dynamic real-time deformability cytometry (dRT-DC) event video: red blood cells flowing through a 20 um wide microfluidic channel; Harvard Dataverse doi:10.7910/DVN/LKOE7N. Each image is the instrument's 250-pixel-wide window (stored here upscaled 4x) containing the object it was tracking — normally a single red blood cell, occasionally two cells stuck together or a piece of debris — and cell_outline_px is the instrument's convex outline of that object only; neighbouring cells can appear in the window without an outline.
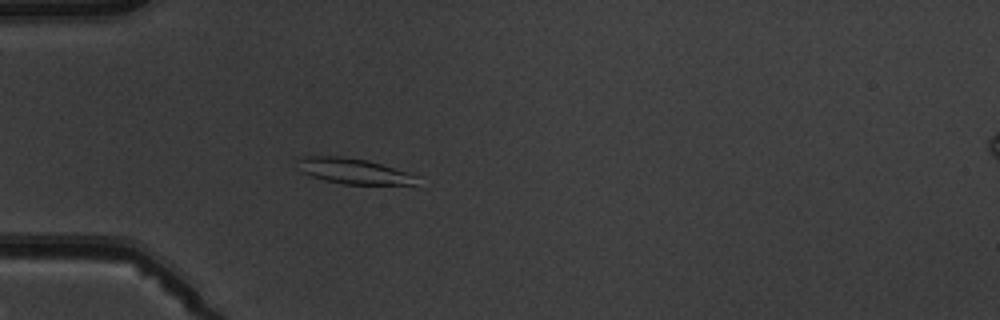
{"species": "common noctule bat (a hibernating species)", "species_latin": "Nyctalus noctula", "temperature_condition": "warm", "stored_images_in_passage": 4, "camera_frame_rate_fps": 3000, "um_per_image_px": 0.085, "animal": {"sex": "male", "body_mass_g": 19.5, "forearm_length_mm": 54.6}, "frame": {"image": 1, "passage_image": 4, "time_ms": 3.333, "image_size_px": [1000, 320], "cell_outline_px": [[420, 176], [412, 184], [344, 184], [324, 180], [312, 176], [304, 172], [296, 160], [300, 156], [340, 156], [368, 160]], "centroid_in_image_um": [30.04, 14.53], "position_along_channel_um": 55.0, "area_um2": 17.46}}